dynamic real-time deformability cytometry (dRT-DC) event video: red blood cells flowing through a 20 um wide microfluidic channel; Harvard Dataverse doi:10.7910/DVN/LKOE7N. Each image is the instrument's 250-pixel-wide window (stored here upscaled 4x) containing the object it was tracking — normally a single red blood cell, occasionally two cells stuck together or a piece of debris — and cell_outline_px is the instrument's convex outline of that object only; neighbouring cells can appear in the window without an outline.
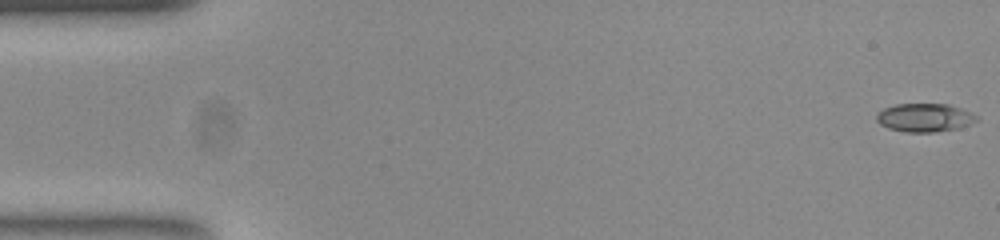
{"species": "common noctule bat (a hibernating species)", "species_latin": "Nyctalus noctula", "temperature_condition": "room temperature", "stored_images_in_passage": 54, "camera_frame_rate_fps": 3000, "um_per_image_px": 0.085, "animal": {"sex": "female", "body_mass_g": 23.0, "forearm_length_mm": 53.4}, "frame": {"image": 1, "passage_image": 1, "time_ms": 0.0, "image_size_px": [1000, 240], "cell_outline_px": [[976, 120], [960, 128], [932, 132], [904, 132], [888, 128], [880, 124], [876, 120], [876, 116], [884, 108], [896, 104], [948, 104], [968, 112], [976, 116]], "centroid_in_image_um": [78.54, 10.0], "position_along_channel_um": 6.5, "area_um2": 16.24}}
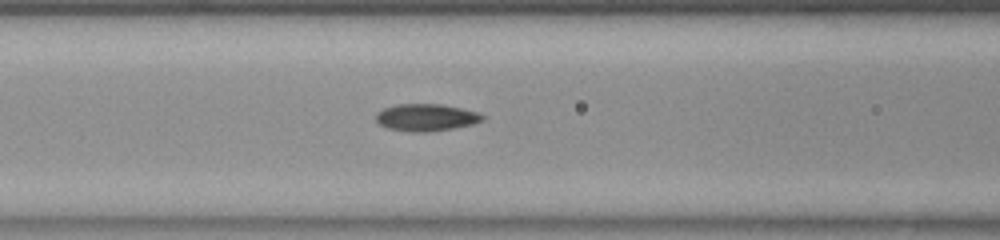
{"frame": {"image": 2, "passage_image": 22, "time_ms": 7.0, "image_size_px": [1000, 240], "cell_outline_px": [[484, 120], [472, 124], [452, 128], [428, 132], [416, 132], [388, 128], [380, 124], [376, 120], [376, 112], [384, 108], [396, 104], [440, 104], [460, 108], [476, 112], [484, 116]], "centroid_in_image_um": [36.2, 9.98], "position_along_channel_um": 130.4, "area_um2": 16.65}}
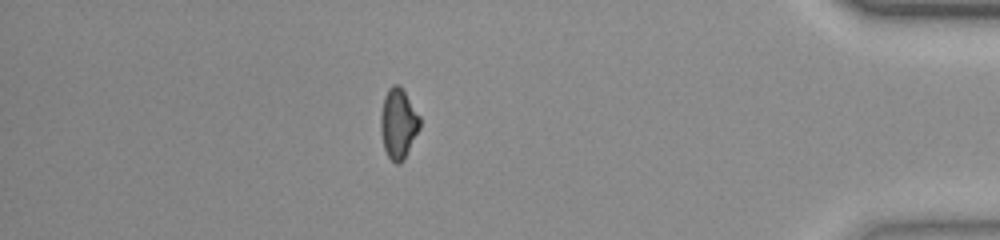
{"frame": {"image": 3, "passage_image": 47, "time_ms": 15.333, "image_size_px": [1000, 240], "cell_outline_px": [[420, 128], [404, 160], [400, 164], [396, 164], [388, 156], [384, 148], [380, 128], [380, 116], [384, 96], [388, 88], [392, 84], [400, 84], [420, 116]], "centroid_in_image_um": [33.86, 10.48], "position_along_channel_um": 401.3, "area_um2": 16.18}, "authors_computed_cell_mechanics": {"area_um2": 16.0395, "velocity_mm_per_s": 3.793, "shape_relaxation_time_tau1_ms": 8.8736, "shape_relaxation_time_tau2_ms": 3.7236, "deformation_change_tau1": 0.1896, "deformation_change_tau2": 0.0903}}